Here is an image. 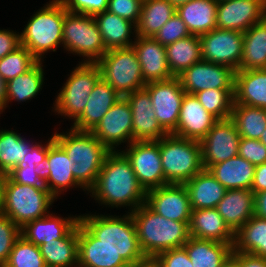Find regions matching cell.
<instances>
[{
    "instance_id": "1",
    "label": "cell",
    "mask_w": 266,
    "mask_h": 267,
    "mask_svg": "<svg viewBox=\"0 0 266 267\" xmlns=\"http://www.w3.org/2000/svg\"><path fill=\"white\" fill-rule=\"evenodd\" d=\"M98 204L108 207H126L135 211L146 202V192L139 184L130 162L120 152H111L88 191Z\"/></svg>"
},
{
    "instance_id": "2",
    "label": "cell",
    "mask_w": 266,
    "mask_h": 267,
    "mask_svg": "<svg viewBox=\"0 0 266 267\" xmlns=\"http://www.w3.org/2000/svg\"><path fill=\"white\" fill-rule=\"evenodd\" d=\"M79 221L101 243L120 254L130 267H143L150 263L139 246L135 223L131 213L116 215L83 214Z\"/></svg>"
},
{
    "instance_id": "3",
    "label": "cell",
    "mask_w": 266,
    "mask_h": 267,
    "mask_svg": "<svg viewBox=\"0 0 266 267\" xmlns=\"http://www.w3.org/2000/svg\"><path fill=\"white\" fill-rule=\"evenodd\" d=\"M139 246L151 261L159 253L183 247L188 241L189 222H179L155 213L146 203L131 212Z\"/></svg>"
},
{
    "instance_id": "4",
    "label": "cell",
    "mask_w": 266,
    "mask_h": 267,
    "mask_svg": "<svg viewBox=\"0 0 266 267\" xmlns=\"http://www.w3.org/2000/svg\"><path fill=\"white\" fill-rule=\"evenodd\" d=\"M53 137L69 159L75 162L71 167L75 180L88 194L111 151L91 131H79L70 127L66 133L56 131Z\"/></svg>"
},
{
    "instance_id": "5",
    "label": "cell",
    "mask_w": 266,
    "mask_h": 267,
    "mask_svg": "<svg viewBox=\"0 0 266 267\" xmlns=\"http://www.w3.org/2000/svg\"><path fill=\"white\" fill-rule=\"evenodd\" d=\"M67 12L61 0H49L36 11L20 33L21 46L25 47L38 61L45 53L56 52L62 45L64 16Z\"/></svg>"
},
{
    "instance_id": "6",
    "label": "cell",
    "mask_w": 266,
    "mask_h": 267,
    "mask_svg": "<svg viewBox=\"0 0 266 267\" xmlns=\"http://www.w3.org/2000/svg\"><path fill=\"white\" fill-rule=\"evenodd\" d=\"M163 174L168 184H185L204 170L200 141L168 134L160 139Z\"/></svg>"
},
{
    "instance_id": "7",
    "label": "cell",
    "mask_w": 266,
    "mask_h": 267,
    "mask_svg": "<svg viewBox=\"0 0 266 267\" xmlns=\"http://www.w3.org/2000/svg\"><path fill=\"white\" fill-rule=\"evenodd\" d=\"M55 200L47 188L18 184L4 175L3 215L20 228L27 222L47 216Z\"/></svg>"
},
{
    "instance_id": "8",
    "label": "cell",
    "mask_w": 266,
    "mask_h": 267,
    "mask_svg": "<svg viewBox=\"0 0 266 267\" xmlns=\"http://www.w3.org/2000/svg\"><path fill=\"white\" fill-rule=\"evenodd\" d=\"M62 45L69 54L82 56V63H97L107 52L94 16L69 11L64 16Z\"/></svg>"
},
{
    "instance_id": "9",
    "label": "cell",
    "mask_w": 266,
    "mask_h": 267,
    "mask_svg": "<svg viewBox=\"0 0 266 267\" xmlns=\"http://www.w3.org/2000/svg\"><path fill=\"white\" fill-rule=\"evenodd\" d=\"M96 64L100 68L101 78L121 97L143 89L146 85L132 46L109 49Z\"/></svg>"
},
{
    "instance_id": "10",
    "label": "cell",
    "mask_w": 266,
    "mask_h": 267,
    "mask_svg": "<svg viewBox=\"0 0 266 267\" xmlns=\"http://www.w3.org/2000/svg\"><path fill=\"white\" fill-rule=\"evenodd\" d=\"M100 78V68L96 63L79 62L60 88L52 111L75 121L83 113L89 95Z\"/></svg>"
},
{
    "instance_id": "11",
    "label": "cell",
    "mask_w": 266,
    "mask_h": 267,
    "mask_svg": "<svg viewBox=\"0 0 266 267\" xmlns=\"http://www.w3.org/2000/svg\"><path fill=\"white\" fill-rule=\"evenodd\" d=\"M130 162L137 180L145 192L167 185L160 157V139L132 142L119 150Z\"/></svg>"
},
{
    "instance_id": "12",
    "label": "cell",
    "mask_w": 266,
    "mask_h": 267,
    "mask_svg": "<svg viewBox=\"0 0 266 267\" xmlns=\"http://www.w3.org/2000/svg\"><path fill=\"white\" fill-rule=\"evenodd\" d=\"M243 32L215 28L200 35L201 59L238 71L242 59Z\"/></svg>"
},
{
    "instance_id": "13",
    "label": "cell",
    "mask_w": 266,
    "mask_h": 267,
    "mask_svg": "<svg viewBox=\"0 0 266 267\" xmlns=\"http://www.w3.org/2000/svg\"><path fill=\"white\" fill-rule=\"evenodd\" d=\"M144 89L150 95L156 119L171 134L177 127L181 103L186 93L178 77L147 83Z\"/></svg>"
},
{
    "instance_id": "14",
    "label": "cell",
    "mask_w": 266,
    "mask_h": 267,
    "mask_svg": "<svg viewBox=\"0 0 266 267\" xmlns=\"http://www.w3.org/2000/svg\"><path fill=\"white\" fill-rule=\"evenodd\" d=\"M111 152L121 143L133 142L132 110L125 97H121L102 117L91 131Z\"/></svg>"
},
{
    "instance_id": "15",
    "label": "cell",
    "mask_w": 266,
    "mask_h": 267,
    "mask_svg": "<svg viewBox=\"0 0 266 267\" xmlns=\"http://www.w3.org/2000/svg\"><path fill=\"white\" fill-rule=\"evenodd\" d=\"M240 140L230 118L218 120L200 141L204 169L237 156Z\"/></svg>"
},
{
    "instance_id": "16",
    "label": "cell",
    "mask_w": 266,
    "mask_h": 267,
    "mask_svg": "<svg viewBox=\"0 0 266 267\" xmlns=\"http://www.w3.org/2000/svg\"><path fill=\"white\" fill-rule=\"evenodd\" d=\"M235 73L228 66L201 60L177 77L183 90L194 95L206 89H234Z\"/></svg>"
},
{
    "instance_id": "17",
    "label": "cell",
    "mask_w": 266,
    "mask_h": 267,
    "mask_svg": "<svg viewBox=\"0 0 266 267\" xmlns=\"http://www.w3.org/2000/svg\"><path fill=\"white\" fill-rule=\"evenodd\" d=\"M164 218L190 222L192 208L184 184H167L146 192L145 202Z\"/></svg>"
},
{
    "instance_id": "18",
    "label": "cell",
    "mask_w": 266,
    "mask_h": 267,
    "mask_svg": "<svg viewBox=\"0 0 266 267\" xmlns=\"http://www.w3.org/2000/svg\"><path fill=\"white\" fill-rule=\"evenodd\" d=\"M266 8L254 0H218L216 28L245 32L265 17Z\"/></svg>"
},
{
    "instance_id": "19",
    "label": "cell",
    "mask_w": 266,
    "mask_h": 267,
    "mask_svg": "<svg viewBox=\"0 0 266 267\" xmlns=\"http://www.w3.org/2000/svg\"><path fill=\"white\" fill-rule=\"evenodd\" d=\"M125 98L132 110L133 142L157 141L169 134L156 119L150 95L144 88Z\"/></svg>"
},
{
    "instance_id": "20",
    "label": "cell",
    "mask_w": 266,
    "mask_h": 267,
    "mask_svg": "<svg viewBox=\"0 0 266 267\" xmlns=\"http://www.w3.org/2000/svg\"><path fill=\"white\" fill-rule=\"evenodd\" d=\"M72 162L65 150L54 140L49 139V150L43 168L44 183L47 190L57 199L62 192L69 188L80 187L86 191L76 180L71 170Z\"/></svg>"
},
{
    "instance_id": "21",
    "label": "cell",
    "mask_w": 266,
    "mask_h": 267,
    "mask_svg": "<svg viewBox=\"0 0 266 267\" xmlns=\"http://www.w3.org/2000/svg\"><path fill=\"white\" fill-rule=\"evenodd\" d=\"M217 121L216 117L203 108L195 95L185 93L177 127L171 134L201 141Z\"/></svg>"
},
{
    "instance_id": "22",
    "label": "cell",
    "mask_w": 266,
    "mask_h": 267,
    "mask_svg": "<svg viewBox=\"0 0 266 267\" xmlns=\"http://www.w3.org/2000/svg\"><path fill=\"white\" fill-rule=\"evenodd\" d=\"M132 47L137 54L146 84L174 77L168 67L166 48L155 38L135 36Z\"/></svg>"
},
{
    "instance_id": "23",
    "label": "cell",
    "mask_w": 266,
    "mask_h": 267,
    "mask_svg": "<svg viewBox=\"0 0 266 267\" xmlns=\"http://www.w3.org/2000/svg\"><path fill=\"white\" fill-rule=\"evenodd\" d=\"M77 267H130L114 249L101 243L78 221Z\"/></svg>"
},
{
    "instance_id": "24",
    "label": "cell",
    "mask_w": 266,
    "mask_h": 267,
    "mask_svg": "<svg viewBox=\"0 0 266 267\" xmlns=\"http://www.w3.org/2000/svg\"><path fill=\"white\" fill-rule=\"evenodd\" d=\"M121 99V96L102 78L94 85L83 113L73 122L71 128L92 131L104 114Z\"/></svg>"
},
{
    "instance_id": "25",
    "label": "cell",
    "mask_w": 266,
    "mask_h": 267,
    "mask_svg": "<svg viewBox=\"0 0 266 267\" xmlns=\"http://www.w3.org/2000/svg\"><path fill=\"white\" fill-rule=\"evenodd\" d=\"M254 200L251 189H232L217 204V211L234 234L255 215Z\"/></svg>"
},
{
    "instance_id": "26",
    "label": "cell",
    "mask_w": 266,
    "mask_h": 267,
    "mask_svg": "<svg viewBox=\"0 0 266 267\" xmlns=\"http://www.w3.org/2000/svg\"><path fill=\"white\" fill-rule=\"evenodd\" d=\"M189 234L193 238L234 243L235 234L225 223L216 208L192 210Z\"/></svg>"
},
{
    "instance_id": "27",
    "label": "cell",
    "mask_w": 266,
    "mask_h": 267,
    "mask_svg": "<svg viewBox=\"0 0 266 267\" xmlns=\"http://www.w3.org/2000/svg\"><path fill=\"white\" fill-rule=\"evenodd\" d=\"M79 221V216L66 218L49 213L47 216L27 222L21 228V236L39 246L53 239L63 238Z\"/></svg>"
},
{
    "instance_id": "28",
    "label": "cell",
    "mask_w": 266,
    "mask_h": 267,
    "mask_svg": "<svg viewBox=\"0 0 266 267\" xmlns=\"http://www.w3.org/2000/svg\"><path fill=\"white\" fill-rule=\"evenodd\" d=\"M233 104L266 109V69L236 71Z\"/></svg>"
},
{
    "instance_id": "29",
    "label": "cell",
    "mask_w": 266,
    "mask_h": 267,
    "mask_svg": "<svg viewBox=\"0 0 266 267\" xmlns=\"http://www.w3.org/2000/svg\"><path fill=\"white\" fill-rule=\"evenodd\" d=\"M218 0H191L176 8L190 34L202 35L216 28Z\"/></svg>"
},
{
    "instance_id": "30",
    "label": "cell",
    "mask_w": 266,
    "mask_h": 267,
    "mask_svg": "<svg viewBox=\"0 0 266 267\" xmlns=\"http://www.w3.org/2000/svg\"><path fill=\"white\" fill-rule=\"evenodd\" d=\"M191 208H216L227 189L208 171L203 170L185 184Z\"/></svg>"
},
{
    "instance_id": "31",
    "label": "cell",
    "mask_w": 266,
    "mask_h": 267,
    "mask_svg": "<svg viewBox=\"0 0 266 267\" xmlns=\"http://www.w3.org/2000/svg\"><path fill=\"white\" fill-rule=\"evenodd\" d=\"M255 168L252 163L237 155L210 166L207 170L227 189H251Z\"/></svg>"
},
{
    "instance_id": "32",
    "label": "cell",
    "mask_w": 266,
    "mask_h": 267,
    "mask_svg": "<svg viewBox=\"0 0 266 267\" xmlns=\"http://www.w3.org/2000/svg\"><path fill=\"white\" fill-rule=\"evenodd\" d=\"M94 19L107 50L128 48L135 42V38L134 41L131 39V34H136V25L133 22L108 11L94 15Z\"/></svg>"
},
{
    "instance_id": "33",
    "label": "cell",
    "mask_w": 266,
    "mask_h": 267,
    "mask_svg": "<svg viewBox=\"0 0 266 267\" xmlns=\"http://www.w3.org/2000/svg\"><path fill=\"white\" fill-rule=\"evenodd\" d=\"M47 267L78 266V223L61 239L39 245Z\"/></svg>"
},
{
    "instance_id": "34",
    "label": "cell",
    "mask_w": 266,
    "mask_h": 267,
    "mask_svg": "<svg viewBox=\"0 0 266 267\" xmlns=\"http://www.w3.org/2000/svg\"><path fill=\"white\" fill-rule=\"evenodd\" d=\"M234 243L189 237L183 245L193 267H221L233 251Z\"/></svg>"
},
{
    "instance_id": "35",
    "label": "cell",
    "mask_w": 266,
    "mask_h": 267,
    "mask_svg": "<svg viewBox=\"0 0 266 267\" xmlns=\"http://www.w3.org/2000/svg\"><path fill=\"white\" fill-rule=\"evenodd\" d=\"M241 70L266 69V18L243 33Z\"/></svg>"
},
{
    "instance_id": "36",
    "label": "cell",
    "mask_w": 266,
    "mask_h": 267,
    "mask_svg": "<svg viewBox=\"0 0 266 267\" xmlns=\"http://www.w3.org/2000/svg\"><path fill=\"white\" fill-rule=\"evenodd\" d=\"M165 48L168 67L174 77L202 60L199 35L191 34L165 46Z\"/></svg>"
},
{
    "instance_id": "37",
    "label": "cell",
    "mask_w": 266,
    "mask_h": 267,
    "mask_svg": "<svg viewBox=\"0 0 266 267\" xmlns=\"http://www.w3.org/2000/svg\"><path fill=\"white\" fill-rule=\"evenodd\" d=\"M175 14L176 8L169 0H144L134 36L154 37Z\"/></svg>"
},
{
    "instance_id": "38",
    "label": "cell",
    "mask_w": 266,
    "mask_h": 267,
    "mask_svg": "<svg viewBox=\"0 0 266 267\" xmlns=\"http://www.w3.org/2000/svg\"><path fill=\"white\" fill-rule=\"evenodd\" d=\"M43 61H38L24 74L6 82V107L9 102H26L35 98L42 90L44 82Z\"/></svg>"
},
{
    "instance_id": "39",
    "label": "cell",
    "mask_w": 266,
    "mask_h": 267,
    "mask_svg": "<svg viewBox=\"0 0 266 267\" xmlns=\"http://www.w3.org/2000/svg\"><path fill=\"white\" fill-rule=\"evenodd\" d=\"M232 252L266 258V219L252 216L236 233Z\"/></svg>"
},
{
    "instance_id": "40",
    "label": "cell",
    "mask_w": 266,
    "mask_h": 267,
    "mask_svg": "<svg viewBox=\"0 0 266 267\" xmlns=\"http://www.w3.org/2000/svg\"><path fill=\"white\" fill-rule=\"evenodd\" d=\"M37 144L13 130H0V174L6 175L17 167Z\"/></svg>"
},
{
    "instance_id": "41",
    "label": "cell",
    "mask_w": 266,
    "mask_h": 267,
    "mask_svg": "<svg viewBox=\"0 0 266 267\" xmlns=\"http://www.w3.org/2000/svg\"><path fill=\"white\" fill-rule=\"evenodd\" d=\"M230 119L234 122L240 137L259 140L266 128V109L233 104Z\"/></svg>"
},
{
    "instance_id": "42",
    "label": "cell",
    "mask_w": 266,
    "mask_h": 267,
    "mask_svg": "<svg viewBox=\"0 0 266 267\" xmlns=\"http://www.w3.org/2000/svg\"><path fill=\"white\" fill-rule=\"evenodd\" d=\"M203 108L218 120L231 116L234 89H206L194 94Z\"/></svg>"
},
{
    "instance_id": "43",
    "label": "cell",
    "mask_w": 266,
    "mask_h": 267,
    "mask_svg": "<svg viewBox=\"0 0 266 267\" xmlns=\"http://www.w3.org/2000/svg\"><path fill=\"white\" fill-rule=\"evenodd\" d=\"M3 267H47L39 246L20 236L13 244L7 263Z\"/></svg>"
},
{
    "instance_id": "44",
    "label": "cell",
    "mask_w": 266,
    "mask_h": 267,
    "mask_svg": "<svg viewBox=\"0 0 266 267\" xmlns=\"http://www.w3.org/2000/svg\"><path fill=\"white\" fill-rule=\"evenodd\" d=\"M38 60L23 46L0 59V76L5 82L30 70Z\"/></svg>"
},
{
    "instance_id": "45",
    "label": "cell",
    "mask_w": 266,
    "mask_h": 267,
    "mask_svg": "<svg viewBox=\"0 0 266 267\" xmlns=\"http://www.w3.org/2000/svg\"><path fill=\"white\" fill-rule=\"evenodd\" d=\"M21 236V228L6 215L0 216V267H3L9 258L13 244Z\"/></svg>"
},
{
    "instance_id": "46",
    "label": "cell",
    "mask_w": 266,
    "mask_h": 267,
    "mask_svg": "<svg viewBox=\"0 0 266 267\" xmlns=\"http://www.w3.org/2000/svg\"><path fill=\"white\" fill-rule=\"evenodd\" d=\"M189 35L191 34L188 31L186 24L177 14H175L164 24L153 38H155L161 45L167 46Z\"/></svg>"
},
{
    "instance_id": "47",
    "label": "cell",
    "mask_w": 266,
    "mask_h": 267,
    "mask_svg": "<svg viewBox=\"0 0 266 267\" xmlns=\"http://www.w3.org/2000/svg\"><path fill=\"white\" fill-rule=\"evenodd\" d=\"M6 175L18 184L46 188L43 170L37 166L18 165Z\"/></svg>"
},
{
    "instance_id": "48",
    "label": "cell",
    "mask_w": 266,
    "mask_h": 267,
    "mask_svg": "<svg viewBox=\"0 0 266 267\" xmlns=\"http://www.w3.org/2000/svg\"><path fill=\"white\" fill-rule=\"evenodd\" d=\"M153 267H193L184 247L163 251L151 261Z\"/></svg>"
},
{
    "instance_id": "49",
    "label": "cell",
    "mask_w": 266,
    "mask_h": 267,
    "mask_svg": "<svg viewBox=\"0 0 266 267\" xmlns=\"http://www.w3.org/2000/svg\"><path fill=\"white\" fill-rule=\"evenodd\" d=\"M143 0H108L107 11L138 24Z\"/></svg>"
},
{
    "instance_id": "50",
    "label": "cell",
    "mask_w": 266,
    "mask_h": 267,
    "mask_svg": "<svg viewBox=\"0 0 266 267\" xmlns=\"http://www.w3.org/2000/svg\"><path fill=\"white\" fill-rule=\"evenodd\" d=\"M238 155L257 166L266 162V146L259 140L241 137Z\"/></svg>"
},
{
    "instance_id": "51",
    "label": "cell",
    "mask_w": 266,
    "mask_h": 267,
    "mask_svg": "<svg viewBox=\"0 0 266 267\" xmlns=\"http://www.w3.org/2000/svg\"><path fill=\"white\" fill-rule=\"evenodd\" d=\"M69 12L94 16L107 11L108 0H61Z\"/></svg>"
},
{
    "instance_id": "52",
    "label": "cell",
    "mask_w": 266,
    "mask_h": 267,
    "mask_svg": "<svg viewBox=\"0 0 266 267\" xmlns=\"http://www.w3.org/2000/svg\"><path fill=\"white\" fill-rule=\"evenodd\" d=\"M47 143V144H46ZM49 150V139L45 144L38 143L32 151H28L27 155L24 156V159L20 162L19 165H27V166H37L42 169L46 163V157Z\"/></svg>"
},
{
    "instance_id": "53",
    "label": "cell",
    "mask_w": 266,
    "mask_h": 267,
    "mask_svg": "<svg viewBox=\"0 0 266 267\" xmlns=\"http://www.w3.org/2000/svg\"><path fill=\"white\" fill-rule=\"evenodd\" d=\"M21 47L20 33L13 30L0 29V59Z\"/></svg>"
},
{
    "instance_id": "54",
    "label": "cell",
    "mask_w": 266,
    "mask_h": 267,
    "mask_svg": "<svg viewBox=\"0 0 266 267\" xmlns=\"http://www.w3.org/2000/svg\"><path fill=\"white\" fill-rule=\"evenodd\" d=\"M241 267H266V258L243 252H232Z\"/></svg>"
},
{
    "instance_id": "55",
    "label": "cell",
    "mask_w": 266,
    "mask_h": 267,
    "mask_svg": "<svg viewBox=\"0 0 266 267\" xmlns=\"http://www.w3.org/2000/svg\"><path fill=\"white\" fill-rule=\"evenodd\" d=\"M251 190L254 194L266 190V162L256 166Z\"/></svg>"
},
{
    "instance_id": "56",
    "label": "cell",
    "mask_w": 266,
    "mask_h": 267,
    "mask_svg": "<svg viewBox=\"0 0 266 267\" xmlns=\"http://www.w3.org/2000/svg\"><path fill=\"white\" fill-rule=\"evenodd\" d=\"M254 206L255 215L266 219V190L255 194Z\"/></svg>"
},
{
    "instance_id": "57",
    "label": "cell",
    "mask_w": 266,
    "mask_h": 267,
    "mask_svg": "<svg viewBox=\"0 0 266 267\" xmlns=\"http://www.w3.org/2000/svg\"><path fill=\"white\" fill-rule=\"evenodd\" d=\"M6 109V82L0 76V114Z\"/></svg>"
},
{
    "instance_id": "58",
    "label": "cell",
    "mask_w": 266,
    "mask_h": 267,
    "mask_svg": "<svg viewBox=\"0 0 266 267\" xmlns=\"http://www.w3.org/2000/svg\"><path fill=\"white\" fill-rule=\"evenodd\" d=\"M221 267H241L240 261L231 253L222 263Z\"/></svg>"
},
{
    "instance_id": "59",
    "label": "cell",
    "mask_w": 266,
    "mask_h": 267,
    "mask_svg": "<svg viewBox=\"0 0 266 267\" xmlns=\"http://www.w3.org/2000/svg\"><path fill=\"white\" fill-rule=\"evenodd\" d=\"M4 175L0 174V216L3 215Z\"/></svg>"
},
{
    "instance_id": "60",
    "label": "cell",
    "mask_w": 266,
    "mask_h": 267,
    "mask_svg": "<svg viewBox=\"0 0 266 267\" xmlns=\"http://www.w3.org/2000/svg\"><path fill=\"white\" fill-rule=\"evenodd\" d=\"M172 5L177 8L178 6L182 5V4H185V3H188L189 1L191 0H169Z\"/></svg>"
},
{
    "instance_id": "61",
    "label": "cell",
    "mask_w": 266,
    "mask_h": 267,
    "mask_svg": "<svg viewBox=\"0 0 266 267\" xmlns=\"http://www.w3.org/2000/svg\"><path fill=\"white\" fill-rule=\"evenodd\" d=\"M259 141L262 142L266 146V128L264 132L261 133Z\"/></svg>"
},
{
    "instance_id": "62",
    "label": "cell",
    "mask_w": 266,
    "mask_h": 267,
    "mask_svg": "<svg viewBox=\"0 0 266 267\" xmlns=\"http://www.w3.org/2000/svg\"><path fill=\"white\" fill-rule=\"evenodd\" d=\"M259 1L266 8V0H254Z\"/></svg>"
},
{
    "instance_id": "63",
    "label": "cell",
    "mask_w": 266,
    "mask_h": 267,
    "mask_svg": "<svg viewBox=\"0 0 266 267\" xmlns=\"http://www.w3.org/2000/svg\"><path fill=\"white\" fill-rule=\"evenodd\" d=\"M143 267H153V266L151 265V263H149L148 265L143 266Z\"/></svg>"
}]
</instances>
